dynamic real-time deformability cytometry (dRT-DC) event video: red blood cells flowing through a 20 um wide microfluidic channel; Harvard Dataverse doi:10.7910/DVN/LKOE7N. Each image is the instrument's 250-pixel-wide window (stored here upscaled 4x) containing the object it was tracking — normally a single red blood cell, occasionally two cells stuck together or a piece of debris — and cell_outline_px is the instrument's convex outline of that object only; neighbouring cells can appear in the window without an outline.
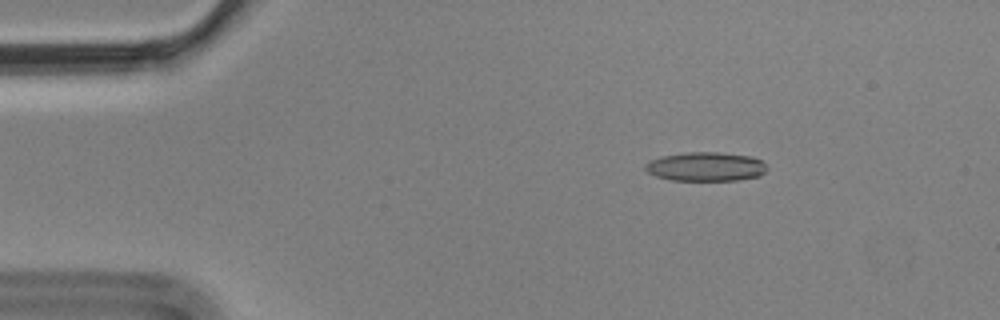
{"species": "Egyptian fruit bat (a non-hibernating species)", "species_latin": "Rousettus aegyptiacus", "temperature_condition": "cold", "stored_images_in_passage": 5, "camera_frame_rate_fps": 3000, "um_per_image_px": 0.085, "animal": {"sex": "male"}, "frame": {"image": 1, "passage_image": 3, "time_ms": 0.667, "image_size_px": [1000, 320], "cell_outline_px": [[768, 168], [760, 176], [736, 180], [672, 180], [656, 176], [648, 172], [644, 168], [644, 164], [648, 160], [660, 156], [688, 152], [716, 152], [752, 156], [760, 160]], "centroid_in_image_um": [59.96, 14.16], "position_along_channel_um": 25.0, "area_um2": 20.63}}
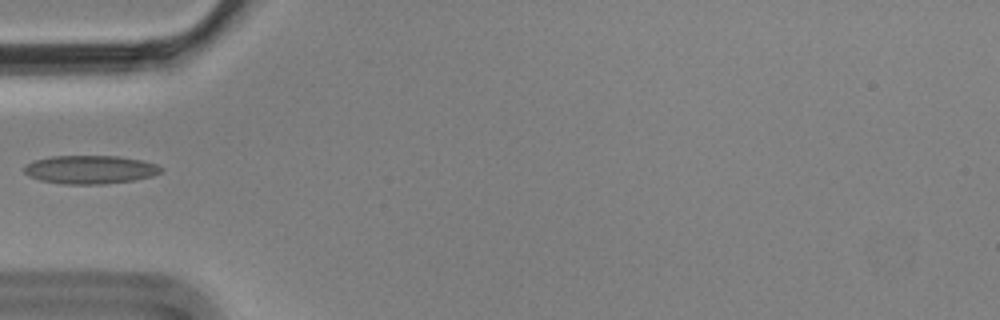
{"frame": {"image": 2, "passage_image": 5, "time_ms": 1.333, "image_size_px": [1000, 320], "cell_outline_px": [[164, 168], [160, 172], [152, 176], [132, 180], [104, 184], [64, 184], [40, 180], [28, 176], [24, 172], [24, 168], [32, 160], [52, 156], [120, 156], [140, 160], [156, 164]], "centroid_in_image_um": [7.65, 14.41], "position_along_channel_um": 77.4, "area_um2": 22.6}}